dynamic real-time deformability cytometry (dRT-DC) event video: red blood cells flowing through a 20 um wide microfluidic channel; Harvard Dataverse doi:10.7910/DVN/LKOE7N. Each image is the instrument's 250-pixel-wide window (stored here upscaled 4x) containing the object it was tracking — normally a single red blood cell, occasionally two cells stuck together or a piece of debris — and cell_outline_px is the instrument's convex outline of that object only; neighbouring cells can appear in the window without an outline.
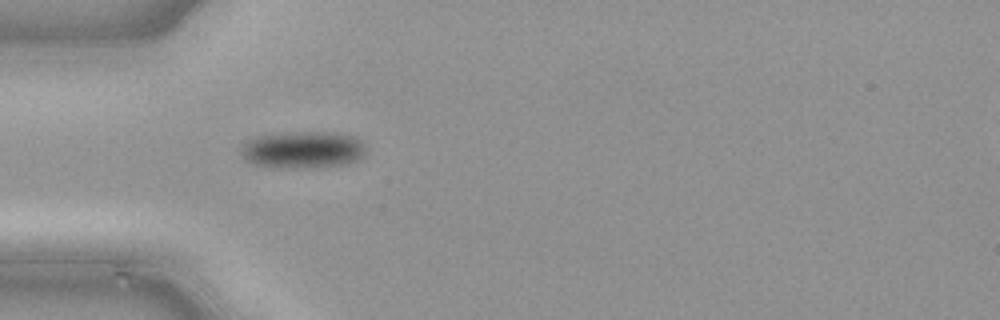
{"species": "common noctule bat (a hibernating species)", "species_latin": "Nyctalus noctula", "temperature_condition": "cold", "stored_images_in_passage": 35, "camera_frame_rate_fps": 3000, "um_per_image_px": 0.085, "animal": {"sex": "male", "body_mass_g": 21.5, "forearm_length_mm": 52.0}, "frame": {"image": 1, "passage_image": 1, "time_ms": 0.0, "image_size_px": [1000, 320], "cell_outline_px": [[364, 148], [360, 156], [356, 160], [344, 164], [300, 168], [276, 168], [252, 164], [244, 160], [240, 152], [240, 148], [248, 140], [256, 136], [296, 132], [336, 132], [356, 136], [360, 140]], "centroid_in_image_um": [25.67, 12.73], "position_along_channel_um": 59.3, "area_um2": 26.88}}
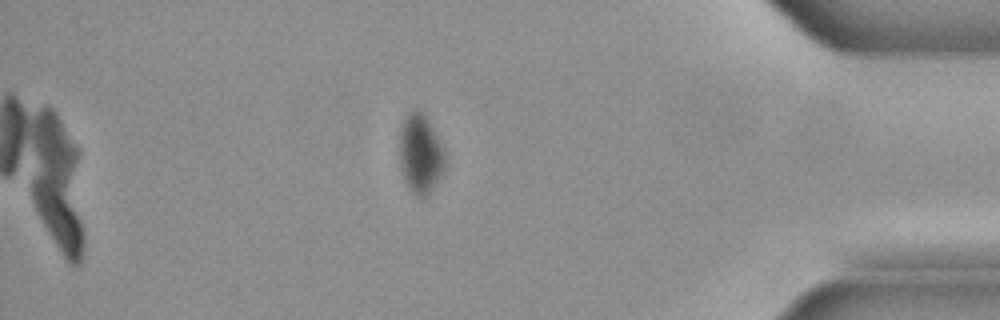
{"frame": {"image": 2, "passage_image": 28, "time_ms": 9.0, "image_size_px": [1000, 320], "cell_outline_px": [[444, 168], [436, 184], [428, 196], [416, 196], [408, 188], [404, 180], [400, 164], [400, 128], [404, 116], [412, 108], [416, 108], [424, 112], [444, 148]], "centroid_in_image_um": [35.72, 13.04], "position_along_channel_um": 399.5, "area_um2": 21.27}}
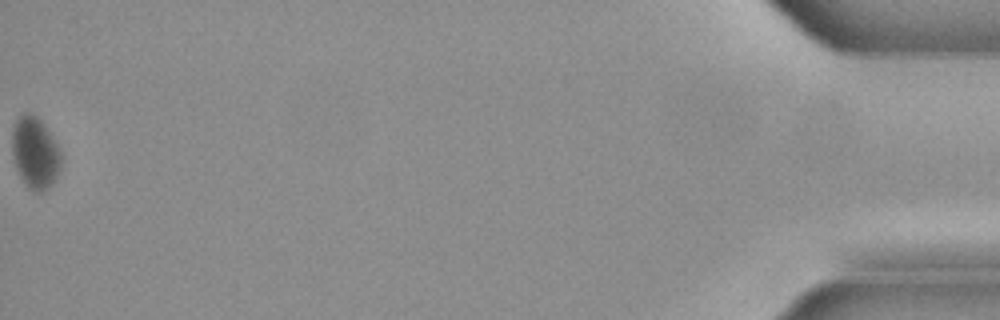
{"frame": {"image": 3, "passage_image": 35, "time_ms": 11.333, "image_size_px": [1000, 320], "cell_outline_px": [[60, 164], [56, 176], [48, 188], [44, 192], [36, 192], [28, 188], [20, 176], [16, 168], [12, 152], [12, 132], [16, 120], [24, 112], [32, 112], [40, 120], [56, 144], [60, 152]], "centroid_in_image_um": [2.95, 12.99], "position_along_channel_um": 432.3, "area_um2": 20.06}}